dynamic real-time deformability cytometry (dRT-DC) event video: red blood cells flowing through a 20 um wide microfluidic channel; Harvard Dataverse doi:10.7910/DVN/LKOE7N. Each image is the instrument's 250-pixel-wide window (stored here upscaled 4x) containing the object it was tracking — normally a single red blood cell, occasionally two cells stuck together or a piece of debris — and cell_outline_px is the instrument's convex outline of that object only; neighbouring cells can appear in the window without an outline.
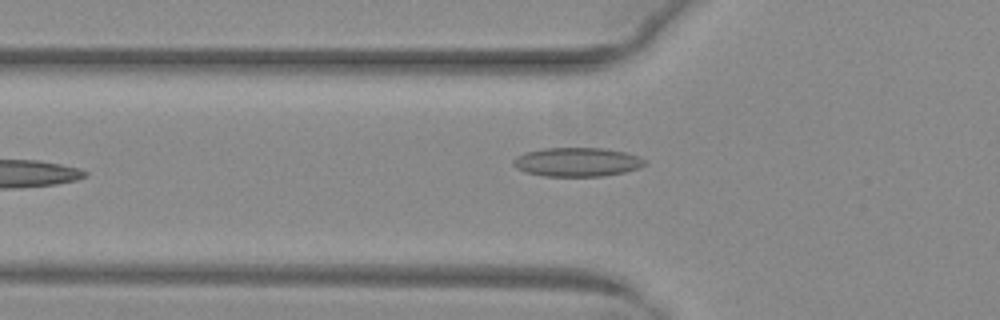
{"species": "common noctule bat (a hibernating species)", "species_latin": "Nyctalus noctula", "temperature_condition": "warm", "stored_images_in_passage": 22, "camera_frame_rate_fps": 3000, "um_per_image_px": 0.085, "animal": {"sex": "female", "body_mass_g": 29.2, "forearm_length_mm": 56.3}, "frame": {"image": 1, "passage_image": 2, "time_ms": 0.333, "image_size_px": [1000, 320], "cell_outline_px": [[648, 160], [644, 164], [636, 168], [624, 172], [604, 176], [544, 176], [524, 172], [516, 168], [512, 164], [512, 160], [516, 156], [524, 152], [544, 148], [604, 148], [624, 152]], "centroid_in_image_um": [48.99, 13.77], "position_along_channel_um": 76.8, "area_um2": 22.2}}
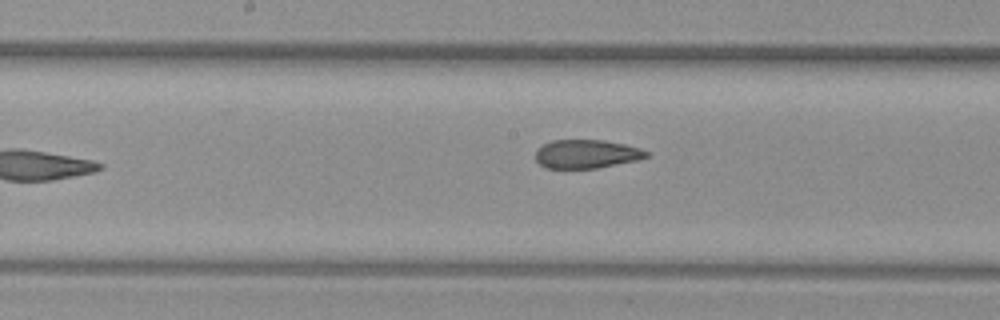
{"frame": {"image": 2, "passage_image": 11, "time_ms": 3.333, "image_size_px": [1000, 320], "cell_outline_px": [[648, 156], [636, 160], [596, 168], [544, 168], [536, 160], [536, 152], [544, 144], [552, 140], [604, 140], [624, 144], [640, 148], [648, 152]], "centroid_in_image_um": [49.84, 13.08], "position_along_channel_um": 198.4, "area_um2": 18.26}}
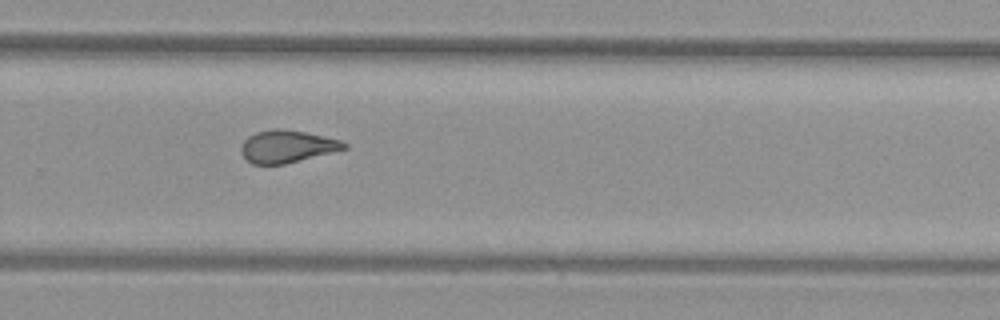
{"frame": {"image": 3, "passage_image": 19, "time_ms": 6.0, "image_size_px": [1000, 320], "cell_outline_px": [[348, 148], [284, 164], [252, 164], [240, 152], [240, 148], [244, 140], [248, 136], [256, 132], [276, 128], [280, 128], [304, 132], [340, 140], [348, 144]], "centroid_in_image_um": [24.38, 12.44], "position_along_channel_um": 305.4, "area_um2": 19.25}}